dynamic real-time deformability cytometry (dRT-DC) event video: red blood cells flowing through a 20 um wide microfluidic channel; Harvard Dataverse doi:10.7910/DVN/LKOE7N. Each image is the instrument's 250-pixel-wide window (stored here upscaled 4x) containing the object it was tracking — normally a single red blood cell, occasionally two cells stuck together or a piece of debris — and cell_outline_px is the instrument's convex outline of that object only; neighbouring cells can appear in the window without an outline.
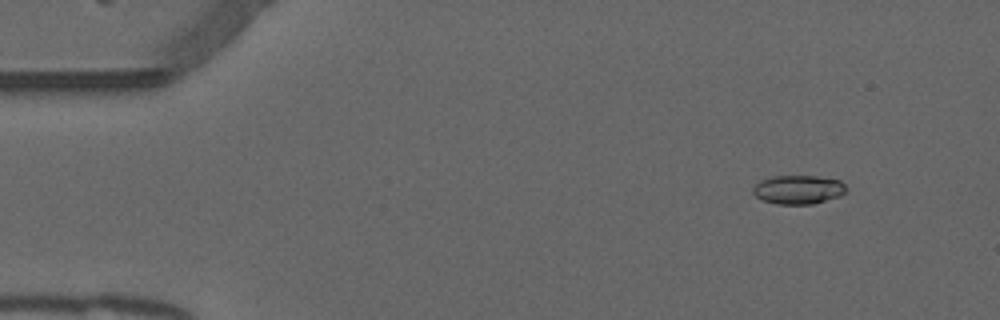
{"species": "common noctule bat (a hibernating species)", "species_latin": "Nyctalus noctula", "temperature_condition": "warm", "stored_images_in_passage": 19, "camera_frame_rate_fps": 3000, "um_per_image_px": 0.085, "animal": {"sex": "male", "forearm_length_mm": 52.5}, "frame": {"image": 1, "passage_image": 6, "time_ms": 1.667, "image_size_px": [1000, 320], "cell_outline_px": [[848, 192], [840, 196], [812, 204], [776, 204], [764, 200], [756, 196], [752, 192], [752, 188], [760, 180], [772, 176], [816, 176], [840, 180], [848, 188]], "centroid_in_image_um": [67.88, 16.11], "position_along_channel_um": 17.1, "area_um2": 15.78}}
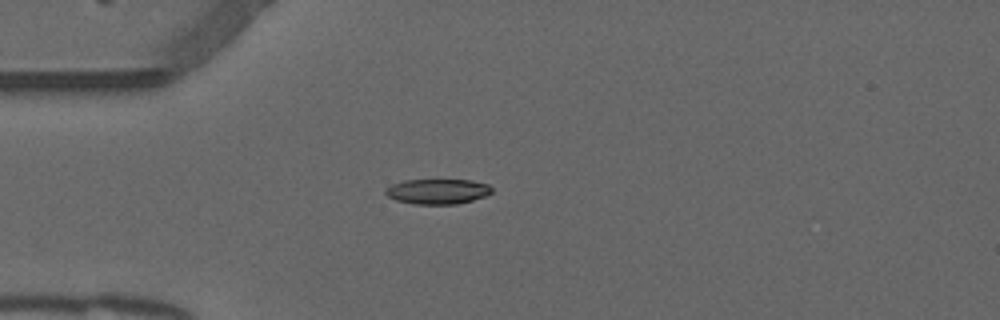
{"frame": {"image": 2, "passage_image": 15, "time_ms": 4.667, "image_size_px": [1000, 320], "cell_outline_px": [[492, 192], [484, 196], [472, 200], [456, 204], [412, 204], [396, 200], [388, 196], [384, 192], [384, 188], [392, 184], [404, 180], [472, 180], [488, 184], [492, 188]], "centroid_in_image_um": [37.17, 16.27], "position_along_channel_um": 47.8, "area_um2": 15.61}}